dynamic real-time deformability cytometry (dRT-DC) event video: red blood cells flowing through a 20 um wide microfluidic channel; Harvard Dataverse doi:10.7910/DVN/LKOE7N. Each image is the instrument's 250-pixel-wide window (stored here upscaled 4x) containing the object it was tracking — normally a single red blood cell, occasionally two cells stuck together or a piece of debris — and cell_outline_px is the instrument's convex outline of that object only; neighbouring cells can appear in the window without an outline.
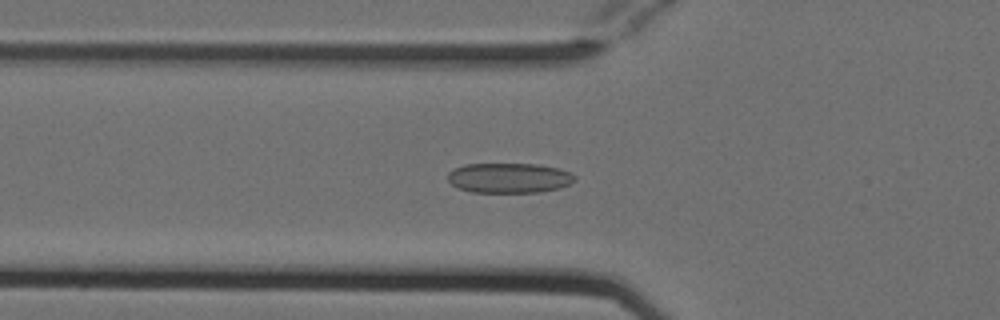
{"species": "Egyptian fruit bat (a non-hibernating species)", "species_latin": "Rousettus aegyptiacus", "temperature_condition": "cold", "stored_images_in_passage": 46, "camera_frame_rate_fps": 3000, "um_per_image_px": 0.085, "animal": {"sex": "female"}, "frame": {"image": 1, "passage_image": 15, "time_ms": 4.667, "image_size_px": [1000, 320], "cell_outline_px": [[576, 180], [560, 188], [540, 192], [472, 192], [460, 188], [452, 184], [448, 180], [448, 172], [464, 164], [536, 164], [560, 168], [576, 176]], "centroid_in_image_um": [43.29, 15.12], "position_along_channel_um": 82.5, "area_um2": 22.14}}
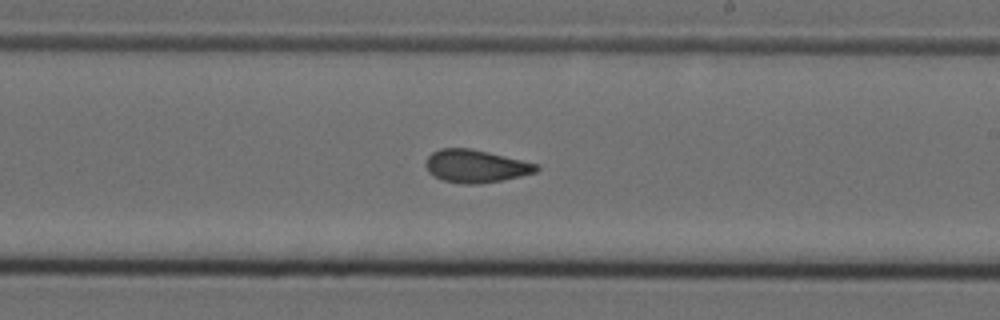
{"frame": {"image": 2, "passage_image": 28, "time_ms": 9.0, "image_size_px": [1000, 320], "cell_outline_px": [[540, 168], [536, 172], [520, 176], [480, 184], [464, 184], [444, 180], [428, 172], [424, 164], [428, 156], [432, 152], [440, 148], [468, 148], [488, 152], [540, 164]], "centroid_in_image_um": [40.44, 14.11], "position_along_channel_um": 248.6, "area_um2": 21.1}}
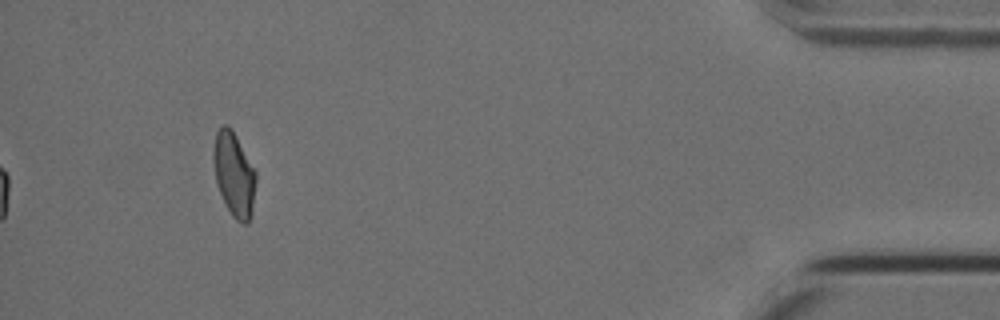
{"frame": {"image": 3, "passage_image": 46, "time_ms": 15.0, "image_size_px": [1000, 320], "cell_outline_px": [[256, 180], [252, 216], [248, 224], [244, 224], [236, 220], [232, 216], [216, 184], [212, 160], [212, 148], [216, 132], [224, 124], [228, 124], [232, 128], [256, 172]], "centroid_in_image_um": [19.88, 14.81], "position_along_channel_um": 415.3, "area_um2": 21.1}, "authors_computed_cell_mechanics": {"area_um2": 21.2993, "velocity_mm_per_s": 3.8117, "shape_relaxation_time_tau1_ms": null, "shape_relaxation_time_tau2_ms": 1.9215, "deformation_change_tau1": null, "deformation_change_tau2": 0.0839}}